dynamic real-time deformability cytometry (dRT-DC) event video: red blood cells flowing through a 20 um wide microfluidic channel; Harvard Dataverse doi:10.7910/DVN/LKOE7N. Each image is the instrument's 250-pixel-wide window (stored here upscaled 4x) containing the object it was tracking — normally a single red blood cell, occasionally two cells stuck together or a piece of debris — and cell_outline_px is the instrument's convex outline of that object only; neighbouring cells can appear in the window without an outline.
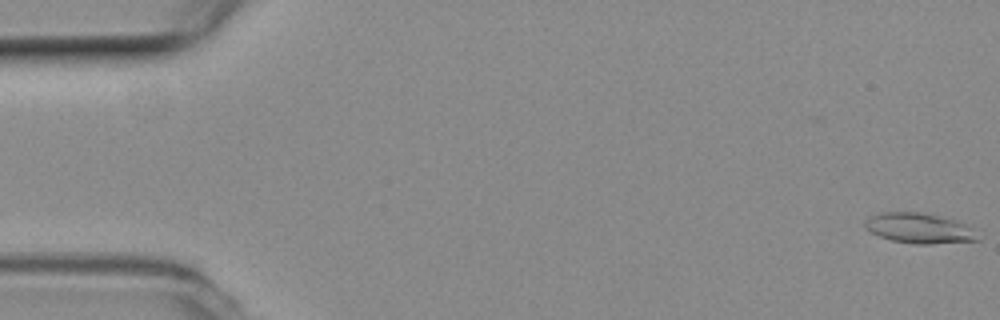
{"species": "common noctule bat (a hibernating species)", "species_latin": "Nyctalus noctula", "temperature_condition": "room temperature", "stored_images_in_passage": 55, "camera_frame_rate_fps": 3000, "um_per_image_px": 0.085, "animal": {"sex": "female", "body_mass_g": 19.3, "forearm_length_mm": 54.1}, "frame": {"image": 1, "passage_image": 1, "time_ms": 0.0, "image_size_px": [1000, 320], "cell_outline_px": [[980, 240], [928, 244], [912, 244], [892, 240], [880, 236], [872, 232], [864, 224], [864, 220], [868, 216], [884, 212], [920, 212], [940, 216], [956, 220], [972, 228]], "centroid_in_image_um": [78.12, 19.39], "position_along_channel_um": 6.9, "area_um2": 19.71}}
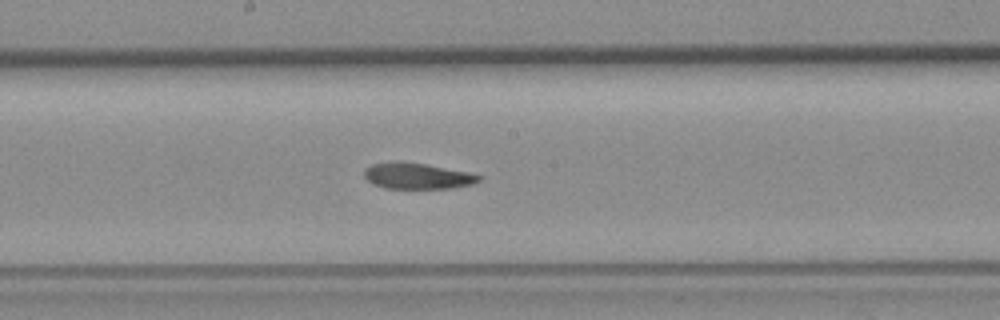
{"frame": {"image": 2, "passage_image": 29, "time_ms": 9.333, "image_size_px": [1000, 320], "cell_outline_px": [[484, 176], [480, 180], [472, 184], [452, 188], [384, 188], [372, 184], [364, 176], [364, 168], [372, 164], [424, 164], [468, 172]], "centroid_in_image_um": [35.51, 15.0], "position_along_channel_um": 212.7, "area_um2": 16.7}}
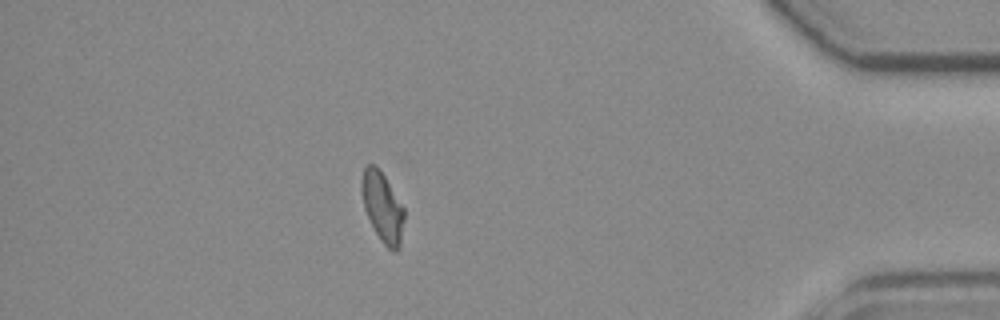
{"frame": {"image": 3, "passage_image": 48, "time_ms": 15.667, "image_size_px": [1000, 320], "cell_outline_px": [[404, 220], [400, 248], [396, 252], [388, 248], [380, 240], [364, 208], [360, 188], [360, 180], [364, 168], [368, 164], [376, 164], [384, 176], [404, 208]], "centroid_in_image_um": [32.5, 17.59], "position_along_channel_um": 402.7, "area_um2": 17.28}}